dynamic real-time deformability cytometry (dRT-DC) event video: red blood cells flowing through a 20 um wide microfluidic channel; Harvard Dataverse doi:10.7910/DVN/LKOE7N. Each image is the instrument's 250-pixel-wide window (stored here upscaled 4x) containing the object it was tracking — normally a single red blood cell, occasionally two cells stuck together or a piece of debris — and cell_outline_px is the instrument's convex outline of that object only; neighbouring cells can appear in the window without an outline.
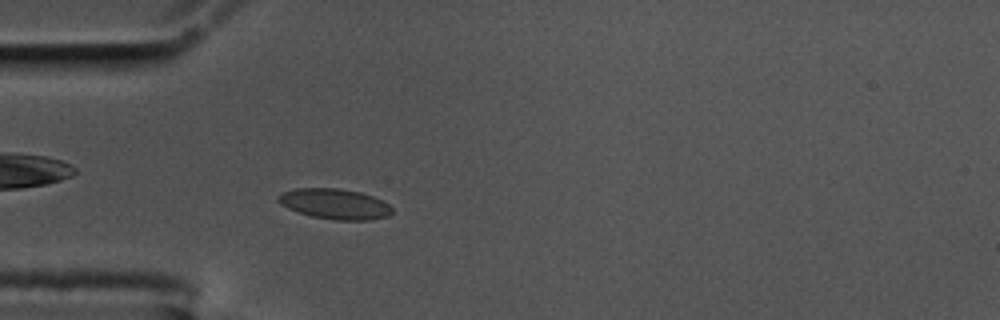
{"species": "common noctule bat (a hibernating species)", "species_latin": "Nyctalus noctula", "temperature_condition": "cold", "stored_images_in_passage": 54, "segment_of_instrument_passage": [1, 2], "camera_frame_rate_fps": 3000, "um_per_image_px": 0.085, "animal": {"sex": "male", "body_mass_g": 17.5, "forearm_length_mm": 52.3}, "frame": {"image": 1, "passage_image": 13, "time_ms": 4.0, "image_size_px": [1000, 320], "cell_outline_px": [[392, 212], [388, 216], [372, 220], [336, 220], [312, 216], [288, 208], [280, 204], [276, 200], [276, 196], [284, 192], [296, 188], [340, 188], [360, 192], [372, 196], [388, 204], [392, 208]], "centroid_in_image_um": [28.45, 17.33], "position_along_channel_um": 56.6, "area_um2": 20.11}}
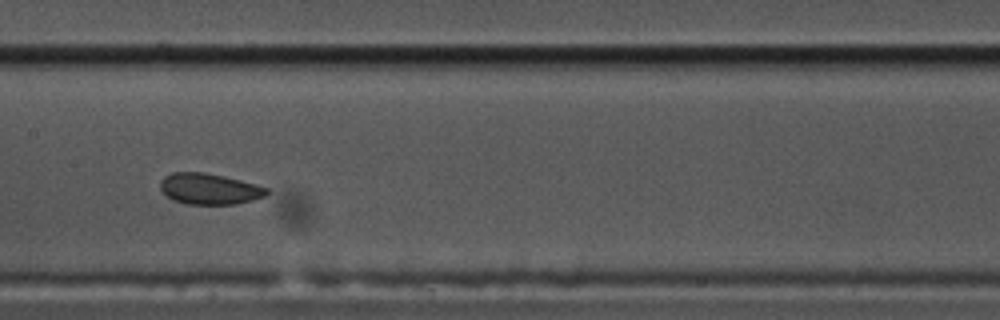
{"frame": {"image": 2, "passage_image": 25, "time_ms": 8.0, "image_size_px": [1000, 320], "cell_outline_px": [[268, 192], [264, 196], [252, 200], [236, 204], [188, 204], [172, 200], [160, 188], [160, 180], [164, 176], [172, 172], [204, 172], [224, 176], [256, 184], [268, 188]], "centroid_in_image_um": [17.78, 16.05], "position_along_channel_um": 189.6, "area_um2": 19.19}}
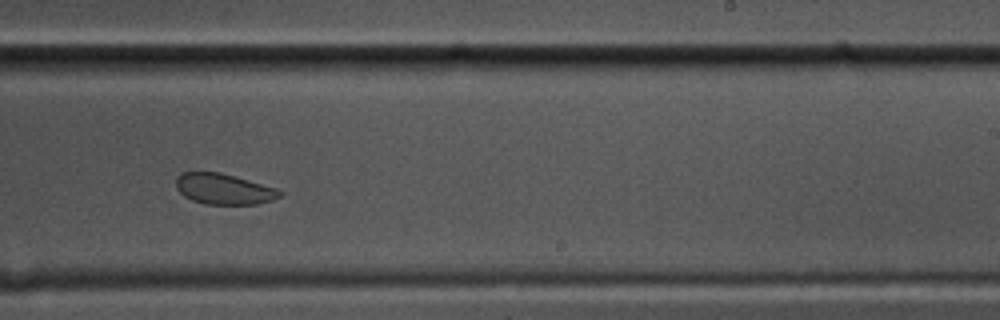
{"frame": {"image": 3, "passage_image": 32, "time_ms": 10.333, "image_size_px": [1000, 320], "cell_outline_px": [[284, 192], [280, 196], [272, 200], [256, 204], [204, 204], [192, 200], [184, 196], [176, 188], [176, 176], [180, 172], [220, 172], [276, 188]], "centroid_in_image_um": [18.99, 16.06], "position_along_channel_um": 270.0, "area_um2": 18.55}}